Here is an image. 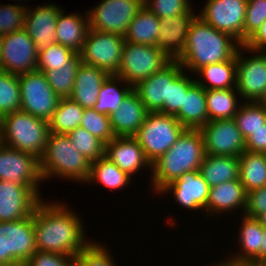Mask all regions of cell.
I'll use <instances>...</instances> for the list:
<instances>
[{"label": "cell", "instance_id": "74e56055", "mask_svg": "<svg viewBox=\"0 0 266 266\" xmlns=\"http://www.w3.org/2000/svg\"><path fill=\"white\" fill-rule=\"evenodd\" d=\"M234 120L246 140L254 131L265 127L266 107L259 102L242 101Z\"/></svg>", "mask_w": 266, "mask_h": 266}, {"label": "cell", "instance_id": "f1b7e54d", "mask_svg": "<svg viewBox=\"0 0 266 266\" xmlns=\"http://www.w3.org/2000/svg\"><path fill=\"white\" fill-rule=\"evenodd\" d=\"M194 74L199 76L195 81L205 90L236 88V55L228 61L202 66Z\"/></svg>", "mask_w": 266, "mask_h": 266}, {"label": "cell", "instance_id": "836d02e7", "mask_svg": "<svg viewBox=\"0 0 266 266\" xmlns=\"http://www.w3.org/2000/svg\"><path fill=\"white\" fill-rule=\"evenodd\" d=\"M239 99L237 88L206 90L208 121L234 119L241 105Z\"/></svg>", "mask_w": 266, "mask_h": 266}, {"label": "cell", "instance_id": "816d5d0a", "mask_svg": "<svg viewBox=\"0 0 266 266\" xmlns=\"http://www.w3.org/2000/svg\"><path fill=\"white\" fill-rule=\"evenodd\" d=\"M250 50L266 52V20L244 44Z\"/></svg>", "mask_w": 266, "mask_h": 266}, {"label": "cell", "instance_id": "3957f363", "mask_svg": "<svg viewBox=\"0 0 266 266\" xmlns=\"http://www.w3.org/2000/svg\"><path fill=\"white\" fill-rule=\"evenodd\" d=\"M206 153L199 129H185L176 143L151 164L150 187L156 195L186 172L199 170Z\"/></svg>", "mask_w": 266, "mask_h": 266}, {"label": "cell", "instance_id": "484cf974", "mask_svg": "<svg viewBox=\"0 0 266 266\" xmlns=\"http://www.w3.org/2000/svg\"><path fill=\"white\" fill-rule=\"evenodd\" d=\"M60 11L56 22V43L80 53L83 49L87 32L89 30V19L87 11L85 15L71 12L66 14L65 10ZM86 16V17H85Z\"/></svg>", "mask_w": 266, "mask_h": 266}, {"label": "cell", "instance_id": "6da1fadb", "mask_svg": "<svg viewBox=\"0 0 266 266\" xmlns=\"http://www.w3.org/2000/svg\"><path fill=\"white\" fill-rule=\"evenodd\" d=\"M73 211L64 202L42 200L37 205L33 225L38 251L76 257L92 242L85 238L82 217Z\"/></svg>", "mask_w": 266, "mask_h": 266}, {"label": "cell", "instance_id": "ac0fdd59", "mask_svg": "<svg viewBox=\"0 0 266 266\" xmlns=\"http://www.w3.org/2000/svg\"><path fill=\"white\" fill-rule=\"evenodd\" d=\"M182 70L181 64L172 60L133 87L148 112H160L168 104L169 84Z\"/></svg>", "mask_w": 266, "mask_h": 266}, {"label": "cell", "instance_id": "f546056e", "mask_svg": "<svg viewBox=\"0 0 266 266\" xmlns=\"http://www.w3.org/2000/svg\"><path fill=\"white\" fill-rule=\"evenodd\" d=\"M199 170L211 188L220 183L239 179V159L233 156L206 154Z\"/></svg>", "mask_w": 266, "mask_h": 266}, {"label": "cell", "instance_id": "ab89813d", "mask_svg": "<svg viewBox=\"0 0 266 266\" xmlns=\"http://www.w3.org/2000/svg\"><path fill=\"white\" fill-rule=\"evenodd\" d=\"M72 145L90 162L105 156V143L79 126L67 134Z\"/></svg>", "mask_w": 266, "mask_h": 266}, {"label": "cell", "instance_id": "1f68e13d", "mask_svg": "<svg viewBox=\"0 0 266 266\" xmlns=\"http://www.w3.org/2000/svg\"><path fill=\"white\" fill-rule=\"evenodd\" d=\"M132 178L104 156L91 162L90 174L85 183L91 185L96 182L110 190H122L125 186H130Z\"/></svg>", "mask_w": 266, "mask_h": 266}, {"label": "cell", "instance_id": "bcb514c9", "mask_svg": "<svg viewBox=\"0 0 266 266\" xmlns=\"http://www.w3.org/2000/svg\"><path fill=\"white\" fill-rule=\"evenodd\" d=\"M266 20V0H248L244 22V44Z\"/></svg>", "mask_w": 266, "mask_h": 266}, {"label": "cell", "instance_id": "ee69618b", "mask_svg": "<svg viewBox=\"0 0 266 266\" xmlns=\"http://www.w3.org/2000/svg\"><path fill=\"white\" fill-rule=\"evenodd\" d=\"M78 67L79 66H62L58 70L43 72L49 85L60 98L70 97Z\"/></svg>", "mask_w": 266, "mask_h": 266}, {"label": "cell", "instance_id": "7dc6e473", "mask_svg": "<svg viewBox=\"0 0 266 266\" xmlns=\"http://www.w3.org/2000/svg\"><path fill=\"white\" fill-rule=\"evenodd\" d=\"M191 3L190 0H144V6L159 19L186 13L194 8Z\"/></svg>", "mask_w": 266, "mask_h": 266}, {"label": "cell", "instance_id": "f5cc1de1", "mask_svg": "<svg viewBox=\"0 0 266 266\" xmlns=\"http://www.w3.org/2000/svg\"><path fill=\"white\" fill-rule=\"evenodd\" d=\"M222 260H219V262L216 261L217 263H212L209 266H266V264L257 261L237 260L232 257H227Z\"/></svg>", "mask_w": 266, "mask_h": 266}, {"label": "cell", "instance_id": "83f0119b", "mask_svg": "<svg viewBox=\"0 0 266 266\" xmlns=\"http://www.w3.org/2000/svg\"><path fill=\"white\" fill-rule=\"evenodd\" d=\"M242 222L238 228L239 252L230 257L237 260L257 261L261 263V246L264 241V227L260 222L245 214L242 215Z\"/></svg>", "mask_w": 266, "mask_h": 266}, {"label": "cell", "instance_id": "d590c367", "mask_svg": "<svg viewBox=\"0 0 266 266\" xmlns=\"http://www.w3.org/2000/svg\"><path fill=\"white\" fill-rule=\"evenodd\" d=\"M84 108L70 98H61L49 121L51 133L68 134L80 126Z\"/></svg>", "mask_w": 266, "mask_h": 266}, {"label": "cell", "instance_id": "8d00e7d4", "mask_svg": "<svg viewBox=\"0 0 266 266\" xmlns=\"http://www.w3.org/2000/svg\"><path fill=\"white\" fill-rule=\"evenodd\" d=\"M81 58L72 49L55 43L38 51L37 68L41 72L58 70L62 66H80Z\"/></svg>", "mask_w": 266, "mask_h": 266}, {"label": "cell", "instance_id": "f35d334b", "mask_svg": "<svg viewBox=\"0 0 266 266\" xmlns=\"http://www.w3.org/2000/svg\"><path fill=\"white\" fill-rule=\"evenodd\" d=\"M21 109L18 75L0 70V119Z\"/></svg>", "mask_w": 266, "mask_h": 266}, {"label": "cell", "instance_id": "d4e9b609", "mask_svg": "<svg viewBox=\"0 0 266 266\" xmlns=\"http://www.w3.org/2000/svg\"><path fill=\"white\" fill-rule=\"evenodd\" d=\"M108 76L105 71L81 62L69 98L84 109L93 108L97 102L100 87Z\"/></svg>", "mask_w": 266, "mask_h": 266}, {"label": "cell", "instance_id": "5b68a950", "mask_svg": "<svg viewBox=\"0 0 266 266\" xmlns=\"http://www.w3.org/2000/svg\"><path fill=\"white\" fill-rule=\"evenodd\" d=\"M50 134L49 122L22 110L0 119L1 143L41 159Z\"/></svg>", "mask_w": 266, "mask_h": 266}, {"label": "cell", "instance_id": "7c38bea8", "mask_svg": "<svg viewBox=\"0 0 266 266\" xmlns=\"http://www.w3.org/2000/svg\"><path fill=\"white\" fill-rule=\"evenodd\" d=\"M143 5L144 0H102L87 11L89 28L124 36Z\"/></svg>", "mask_w": 266, "mask_h": 266}, {"label": "cell", "instance_id": "680465c9", "mask_svg": "<svg viewBox=\"0 0 266 266\" xmlns=\"http://www.w3.org/2000/svg\"><path fill=\"white\" fill-rule=\"evenodd\" d=\"M15 1H16V0H15ZM19 1H22V4H21V5H23V1H24V0H18V2H19ZM26 1H27V0H25V2H26Z\"/></svg>", "mask_w": 266, "mask_h": 266}, {"label": "cell", "instance_id": "681fc988", "mask_svg": "<svg viewBox=\"0 0 266 266\" xmlns=\"http://www.w3.org/2000/svg\"><path fill=\"white\" fill-rule=\"evenodd\" d=\"M266 212V186L247 193V203L244 214L257 218Z\"/></svg>", "mask_w": 266, "mask_h": 266}, {"label": "cell", "instance_id": "db71d44e", "mask_svg": "<svg viewBox=\"0 0 266 266\" xmlns=\"http://www.w3.org/2000/svg\"><path fill=\"white\" fill-rule=\"evenodd\" d=\"M261 263L266 264V228H264V241L261 246Z\"/></svg>", "mask_w": 266, "mask_h": 266}, {"label": "cell", "instance_id": "7bdbcfd3", "mask_svg": "<svg viewBox=\"0 0 266 266\" xmlns=\"http://www.w3.org/2000/svg\"><path fill=\"white\" fill-rule=\"evenodd\" d=\"M97 240L92 242L75 257V266H116L111 249Z\"/></svg>", "mask_w": 266, "mask_h": 266}, {"label": "cell", "instance_id": "277c9868", "mask_svg": "<svg viewBox=\"0 0 266 266\" xmlns=\"http://www.w3.org/2000/svg\"><path fill=\"white\" fill-rule=\"evenodd\" d=\"M91 162L72 145L67 134L51 133L40 159L43 181L63 178L85 184L90 174Z\"/></svg>", "mask_w": 266, "mask_h": 266}, {"label": "cell", "instance_id": "4dcf8cb0", "mask_svg": "<svg viewBox=\"0 0 266 266\" xmlns=\"http://www.w3.org/2000/svg\"><path fill=\"white\" fill-rule=\"evenodd\" d=\"M159 31L160 19L143 5L130 22L124 38L130 43L157 46Z\"/></svg>", "mask_w": 266, "mask_h": 266}, {"label": "cell", "instance_id": "7402d4cb", "mask_svg": "<svg viewBox=\"0 0 266 266\" xmlns=\"http://www.w3.org/2000/svg\"><path fill=\"white\" fill-rule=\"evenodd\" d=\"M195 13L191 8L186 13L160 19L157 47L164 50L172 60H176L185 49L189 27L197 16Z\"/></svg>", "mask_w": 266, "mask_h": 266}, {"label": "cell", "instance_id": "9a60e30c", "mask_svg": "<svg viewBox=\"0 0 266 266\" xmlns=\"http://www.w3.org/2000/svg\"><path fill=\"white\" fill-rule=\"evenodd\" d=\"M199 130L208 155L239 157L245 151V138L234 119L208 121Z\"/></svg>", "mask_w": 266, "mask_h": 266}, {"label": "cell", "instance_id": "30bf717a", "mask_svg": "<svg viewBox=\"0 0 266 266\" xmlns=\"http://www.w3.org/2000/svg\"><path fill=\"white\" fill-rule=\"evenodd\" d=\"M124 42V36L89 28L79 53L81 62L97 67L108 75H117Z\"/></svg>", "mask_w": 266, "mask_h": 266}, {"label": "cell", "instance_id": "2e32d148", "mask_svg": "<svg viewBox=\"0 0 266 266\" xmlns=\"http://www.w3.org/2000/svg\"><path fill=\"white\" fill-rule=\"evenodd\" d=\"M38 49L28 33L21 29L2 37V70L20 75L36 70Z\"/></svg>", "mask_w": 266, "mask_h": 266}, {"label": "cell", "instance_id": "8fae6325", "mask_svg": "<svg viewBox=\"0 0 266 266\" xmlns=\"http://www.w3.org/2000/svg\"><path fill=\"white\" fill-rule=\"evenodd\" d=\"M246 51L251 55L244 56ZM236 62V88L241 99L243 102H259L266 89V52L241 45L236 52Z\"/></svg>", "mask_w": 266, "mask_h": 266}, {"label": "cell", "instance_id": "ba28073f", "mask_svg": "<svg viewBox=\"0 0 266 266\" xmlns=\"http://www.w3.org/2000/svg\"><path fill=\"white\" fill-rule=\"evenodd\" d=\"M33 220L0 222V266H23L37 251Z\"/></svg>", "mask_w": 266, "mask_h": 266}, {"label": "cell", "instance_id": "d6a6232c", "mask_svg": "<svg viewBox=\"0 0 266 266\" xmlns=\"http://www.w3.org/2000/svg\"><path fill=\"white\" fill-rule=\"evenodd\" d=\"M238 159L239 179L247 193L266 186V153L244 151Z\"/></svg>", "mask_w": 266, "mask_h": 266}, {"label": "cell", "instance_id": "e0dca14e", "mask_svg": "<svg viewBox=\"0 0 266 266\" xmlns=\"http://www.w3.org/2000/svg\"><path fill=\"white\" fill-rule=\"evenodd\" d=\"M42 200L30 186L0 180V222L21 220L33 215Z\"/></svg>", "mask_w": 266, "mask_h": 266}, {"label": "cell", "instance_id": "9f6ffc18", "mask_svg": "<svg viewBox=\"0 0 266 266\" xmlns=\"http://www.w3.org/2000/svg\"><path fill=\"white\" fill-rule=\"evenodd\" d=\"M259 103L266 107V89H265L264 94H263L262 98L260 99Z\"/></svg>", "mask_w": 266, "mask_h": 266}, {"label": "cell", "instance_id": "cb8c5ba5", "mask_svg": "<svg viewBox=\"0 0 266 266\" xmlns=\"http://www.w3.org/2000/svg\"><path fill=\"white\" fill-rule=\"evenodd\" d=\"M148 111L139 95L132 90L110 116L115 136H133L142 126Z\"/></svg>", "mask_w": 266, "mask_h": 266}, {"label": "cell", "instance_id": "f6af8a7d", "mask_svg": "<svg viewBox=\"0 0 266 266\" xmlns=\"http://www.w3.org/2000/svg\"><path fill=\"white\" fill-rule=\"evenodd\" d=\"M27 6L0 4V35L5 36L23 29Z\"/></svg>", "mask_w": 266, "mask_h": 266}, {"label": "cell", "instance_id": "11a10c76", "mask_svg": "<svg viewBox=\"0 0 266 266\" xmlns=\"http://www.w3.org/2000/svg\"><path fill=\"white\" fill-rule=\"evenodd\" d=\"M256 219L260 222V224H261L264 228H266V212L260 214Z\"/></svg>", "mask_w": 266, "mask_h": 266}, {"label": "cell", "instance_id": "d6986e66", "mask_svg": "<svg viewBox=\"0 0 266 266\" xmlns=\"http://www.w3.org/2000/svg\"><path fill=\"white\" fill-rule=\"evenodd\" d=\"M210 187L203 179L200 170L186 172L180 178L165 186L157 195L169 194L173 201L187 210L204 212ZM170 192L172 194H170Z\"/></svg>", "mask_w": 266, "mask_h": 266}, {"label": "cell", "instance_id": "e575fe53", "mask_svg": "<svg viewBox=\"0 0 266 266\" xmlns=\"http://www.w3.org/2000/svg\"><path fill=\"white\" fill-rule=\"evenodd\" d=\"M132 90L133 87L122 78L116 75H109L100 87L99 96L93 108L97 112L111 115L118 110L121 102Z\"/></svg>", "mask_w": 266, "mask_h": 266}, {"label": "cell", "instance_id": "f907efd6", "mask_svg": "<svg viewBox=\"0 0 266 266\" xmlns=\"http://www.w3.org/2000/svg\"><path fill=\"white\" fill-rule=\"evenodd\" d=\"M245 151L266 153V124L245 140Z\"/></svg>", "mask_w": 266, "mask_h": 266}, {"label": "cell", "instance_id": "9c48e42d", "mask_svg": "<svg viewBox=\"0 0 266 266\" xmlns=\"http://www.w3.org/2000/svg\"><path fill=\"white\" fill-rule=\"evenodd\" d=\"M21 109L47 122L51 120L61 98L53 91L43 72L34 70L18 75Z\"/></svg>", "mask_w": 266, "mask_h": 266}, {"label": "cell", "instance_id": "44dd1931", "mask_svg": "<svg viewBox=\"0 0 266 266\" xmlns=\"http://www.w3.org/2000/svg\"><path fill=\"white\" fill-rule=\"evenodd\" d=\"M105 157L130 176L145 168L151 173V163L146 159L142 147L133 136H116L106 143Z\"/></svg>", "mask_w": 266, "mask_h": 266}, {"label": "cell", "instance_id": "4316f807", "mask_svg": "<svg viewBox=\"0 0 266 266\" xmlns=\"http://www.w3.org/2000/svg\"><path fill=\"white\" fill-rule=\"evenodd\" d=\"M174 117L186 129H200L207 124L206 90L196 81L184 95L183 109Z\"/></svg>", "mask_w": 266, "mask_h": 266}, {"label": "cell", "instance_id": "ffe728a7", "mask_svg": "<svg viewBox=\"0 0 266 266\" xmlns=\"http://www.w3.org/2000/svg\"><path fill=\"white\" fill-rule=\"evenodd\" d=\"M56 3H44L26 9L23 29L28 33L38 51L56 43V22L61 11Z\"/></svg>", "mask_w": 266, "mask_h": 266}, {"label": "cell", "instance_id": "b9f144b4", "mask_svg": "<svg viewBox=\"0 0 266 266\" xmlns=\"http://www.w3.org/2000/svg\"><path fill=\"white\" fill-rule=\"evenodd\" d=\"M187 75L183 69L169 84L168 104L159 113L175 116L180 109H183L184 95L195 82L194 77Z\"/></svg>", "mask_w": 266, "mask_h": 266}, {"label": "cell", "instance_id": "c3c4849f", "mask_svg": "<svg viewBox=\"0 0 266 266\" xmlns=\"http://www.w3.org/2000/svg\"><path fill=\"white\" fill-rule=\"evenodd\" d=\"M23 266H75V256L37 250Z\"/></svg>", "mask_w": 266, "mask_h": 266}, {"label": "cell", "instance_id": "7a4b0ae2", "mask_svg": "<svg viewBox=\"0 0 266 266\" xmlns=\"http://www.w3.org/2000/svg\"><path fill=\"white\" fill-rule=\"evenodd\" d=\"M241 44L196 16L187 33L185 49L176 59L192 74L202 66L231 60Z\"/></svg>", "mask_w": 266, "mask_h": 266}, {"label": "cell", "instance_id": "52a82bcc", "mask_svg": "<svg viewBox=\"0 0 266 266\" xmlns=\"http://www.w3.org/2000/svg\"><path fill=\"white\" fill-rule=\"evenodd\" d=\"M171 61L172 58L157 46L125 41L119 71L116 76L135 87L140 81L160 71Z\"/></svg>", "mask_w": 266, "mask_h": 266}, {"label": "cell", "instance_id": "60d3db41", "mask_svg": "<svg viewBox=\"0 0 266 266\" xmlns=\"http://www.w3.org/2000/svg\"><path fill=\"white\" fill-rule=\"evenodd\" d=\"M80 126L105 144L116 137L111 126L110 116L97 112L94 108L84 109Z\"/></svg>", "mask_w": 266, "mask_h": 266}, {"label": "cell", "instance_id": "8992f818", "mask_svg": "<svg viewBox=\"0 0 266 266\" xmlns=\"http://www.w3.org/2000/svg\"><path fill=\"white\" fill-rule=\"evenodd\" d=\"M185 129L173 115L148 112L144 123L133 137L152 164L176 143Z\"/></svg>", "mask_w": 266, "mask_h": 266}, {"label": "cell", "instance_id": "4fadbf2b", "mask_svg": "<svg viewBox=\"0 0 266 266\" xmlns=\"http://www.w3.org/2000/svg\"><path fill=\"white\" fill-rule=\"evenodd\" d=\"M0 180L30 186L40 197L43 180L40 159L30 153L0 144Z\"/></svg>", "mask_w": 266, "mask_h": 266}, {"label": "cell", "instance_id": "6f0895ef", "mask_svg": "<svg viewBox=\"0 0 266 266\" xmlns=\"http://www.w3.org/2000/svg\"><path fill=\"white\" fill-rule=\"evenodd\" d=\"M2 35H0V70H2V64H1V52H2Z\"/></svg>", "mask_w": 266, "mask_h": 266}, {"label": "cell", "instance_id": "5bb4252c", "mask_svg": "<svg viewBox=\"0 0 266 266\" xmlns=\"http://www.w3.org/2000/svg\"><path fill=\"white\" fill-rule=\"evenodd\" d=\"M248 0H207L197 13L203 21L244 45V22Z\"/></svg>", "mask_w": 266, "mask_h": 266}, {"label": "cell", "instance_id": "603a6c76", "mask_svg": "<svg viewBox=\"0 0 266 266\" xmlns=\"http://www.w3.org/2000/svg\"><path fill=\"white\" fill-rule=\"evenodd\" d=\"M246 203L247 192L240 179L227 181L210 188L203 214L216 217L219 214L223 215L224 212L225 214L232 213L238 209L242 211L243 215Z\"/></svg>", "mask_w": 266, "mask_h": 266}]
</instances>
